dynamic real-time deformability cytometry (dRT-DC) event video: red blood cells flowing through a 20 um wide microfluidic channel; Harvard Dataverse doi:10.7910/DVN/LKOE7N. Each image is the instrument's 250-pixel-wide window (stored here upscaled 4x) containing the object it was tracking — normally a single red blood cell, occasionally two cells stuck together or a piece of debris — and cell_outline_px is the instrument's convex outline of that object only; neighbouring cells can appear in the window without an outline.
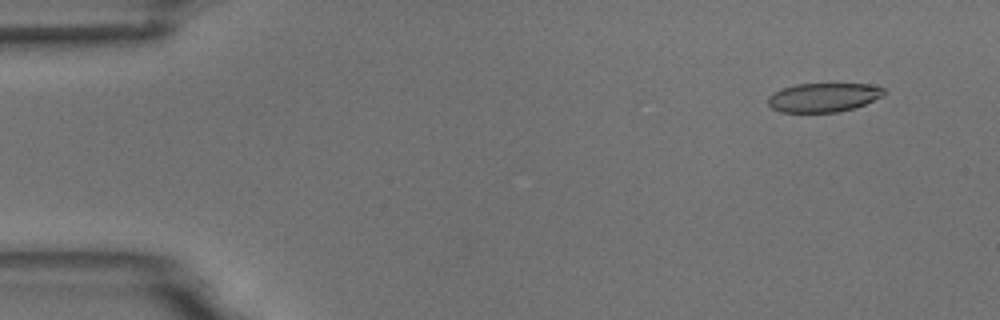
{"species": "common noctule bat (a hibernating species)", "species_latin": "Nyctalus noctula", "temperature_condition": "room temperature", "stored_images_in_passage": 5, "camera_frame_rate_fps": 3000, "um_per_image_px": 0.085, "animal": {"sex": "male", "body_mass_g": 18.8}, "frame": {"image": 1, "passage_image": 2, "time_ms": 1.0, "image_size_px": [1000, 320], "cell_outline_px": [[884, 96], [864, 104], [852, 108], [836, 112], [780, 112], [772, 108], [768, 104], [768, 96], [784, 88], [796, 84], [868, 84], [884, 88]], "centroid_in_image_um": [69.99, 8.28], "position_along_channel_um": 15.0, "area_um2": 19.36}}